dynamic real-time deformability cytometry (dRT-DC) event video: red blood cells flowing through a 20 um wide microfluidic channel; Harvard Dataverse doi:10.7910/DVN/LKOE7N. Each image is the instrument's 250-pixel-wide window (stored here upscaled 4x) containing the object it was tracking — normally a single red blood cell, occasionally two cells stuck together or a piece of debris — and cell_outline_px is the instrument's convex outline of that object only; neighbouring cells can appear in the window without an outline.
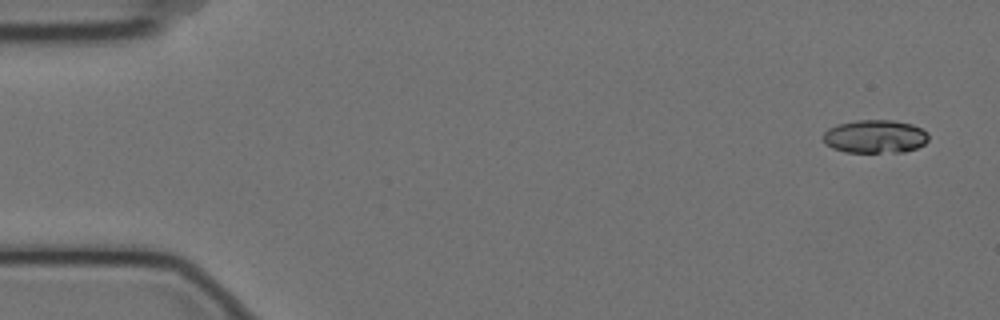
{"species": "Egyptian fruit bat (a non-hibernating species)", "species_latin": "Rousettus aegyptiacus", "temperature_condition": "cold", "stored_images_in_passage": 5, "camera_frame_rate_fps": 3000, "um_per_image_px": 0.085, "animal": {"sex": "female"}, "frame": {"image": 1, "passage_image": 1, "time_ms": 0.0, "image_size_px": [1000, 320], "cell_outline_px": [[928, 140], [924, 144], [916, 148], [904, 152], [844, 152], [832, 148], [824, 144], [824, 132], [828, 128], [836, 124], [856, 120], [892, 120], [912, 124], [928, 132]], "centroid_in_image_um": [74.36, 11.6], "position_along_channel_um": 10.6, "area_um2": 20.58}}
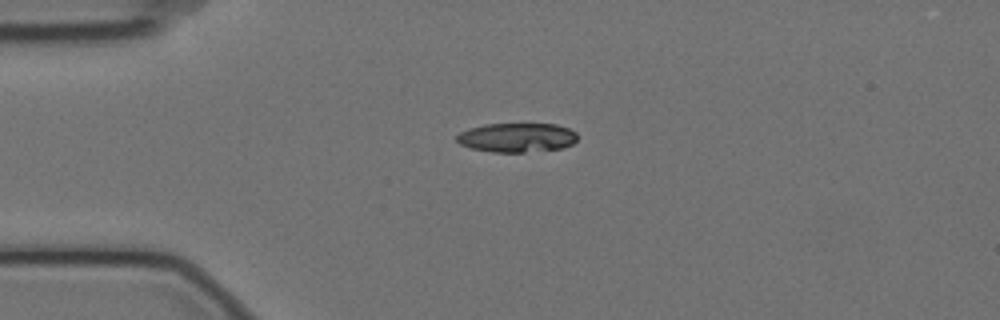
{"frame": {"image": 2, "passage_image": 4, "time_ms": 1.0, "image_size_px": [1000, 320], "cell_outline_px": [[576, 140], [572, 144], [564, 148], [524, 152], [492, 152], [472, 148], [460, 144], [456, 140], [456, 136], [460, 132], [468, 128], [484, 124], [556, 124], [568, 128], [576, 132]], "centroid_in_image_um": [43.93, 11.69], "position_along_channel_um": 41.1, "area_um2": 20.58}}